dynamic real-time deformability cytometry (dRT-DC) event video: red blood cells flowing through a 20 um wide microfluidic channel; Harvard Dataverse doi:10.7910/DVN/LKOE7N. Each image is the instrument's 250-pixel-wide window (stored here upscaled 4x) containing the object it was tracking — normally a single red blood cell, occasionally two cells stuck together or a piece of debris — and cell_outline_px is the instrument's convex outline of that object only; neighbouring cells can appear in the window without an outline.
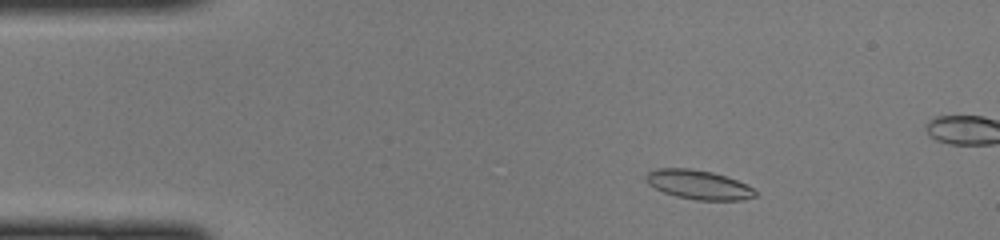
{"species": "common noctule bat (a hibernating species)", "species_latin": "Nyctalus noctula", "temperature_condition": "cold", "stored_images_in_passage": 46, "camera_frame_rate_fps": 3000, "um_per_image_px": 0.085, "animal": {"sex": "female", "body_mass_g": 22.0, "forearm_length_mm": 56.7}, "frame": {"image": 1, "passage_image": 5, "time_ms": 1.333, "image_size_px": [1000, 240], "cell_outline_px": [[756, 196], [744, 200], [696, 200], [676, 196], [664, 192], [648, 184], [644, 176], [648, 172], [656, 168], [688, 168], [712, 172], [736, 180], [752, 188], [756, 192]], "centroid_in_image_um": [59.34, 15.7], "position_along_channel_um": 25.7, "area_um2": 18.44}}
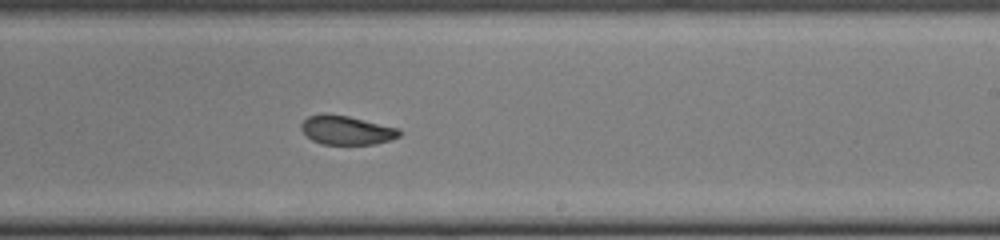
{"frame": {"image": 2, "passage_image": 26, "time_ms": 8.333, "image_size_px": [1000, 240], "cell_outline_px": [[404, 132], [400, 136], [392, 140], [376, 144], [320, 144], [312, 140], [300, 128], [300, 124], [308, 116], [348, 116], [400, 128]], "centroid_in_image_um": [29.55, 11.1], "position_along_channel_um": 259.4, "area_um2": 16.3}}
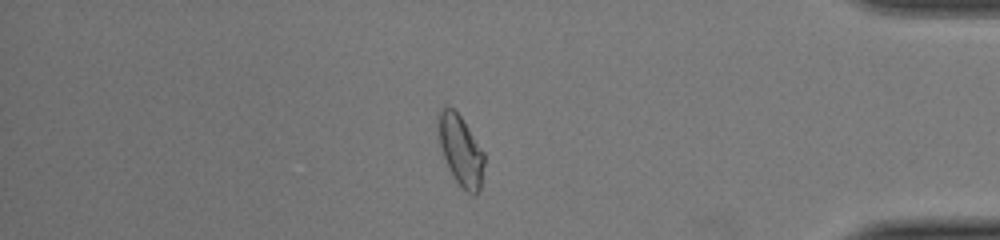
{"frame": {"image": 3, "passage_image": 38, "time_ms": 12.333, "image_size_px": [1000, 240], "cell_outline_px": [[484, 164], [480, 192], [472, 196], [456, 180], [448, 168], [440, 144], [436, 124], [436, 120], [440, 108], [452, 108], [460, 116], [484, 152]], "centroid_in_image_um": [39.15, 12.79], "position_along_channel_um": 396.0, "area_um2": 18.67}}